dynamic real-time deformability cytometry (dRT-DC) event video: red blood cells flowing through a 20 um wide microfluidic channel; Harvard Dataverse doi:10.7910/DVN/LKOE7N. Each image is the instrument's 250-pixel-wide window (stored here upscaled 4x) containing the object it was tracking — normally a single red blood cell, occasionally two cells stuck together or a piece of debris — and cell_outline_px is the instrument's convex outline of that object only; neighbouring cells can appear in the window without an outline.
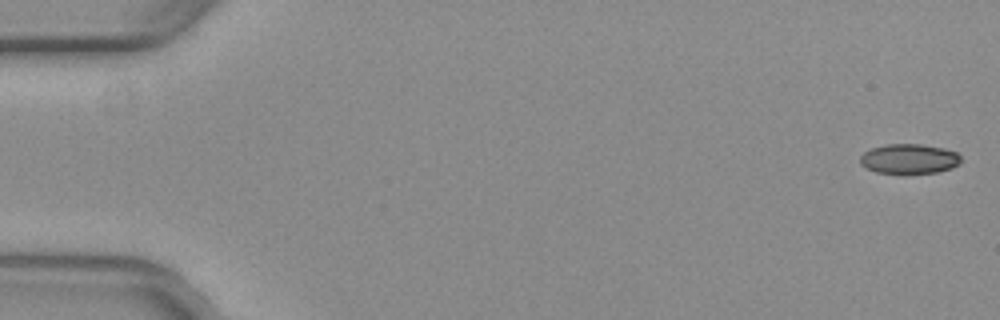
{"species": "common noctule bat (a hibernating species)", "species_latin": "Nyctalus noctula", "temperature_condition": "warm", "stored_images_in_passage": 53, "camera_frame_rate_fps": 3000, "um_per_image_px": 0.085, "animal": {"sex": "female", "body_mass_g": 29.2, "forearm_length_mm": 56.3}, "frame": {"image": 1, "passage_image": 1, "time_ms": 0.0, "image_size_px": [1000, 320], "cell_outline_px": [[960, 160], [956, 164], [948, 168], [936, 172], [876, 172], [868, 168], [860, 160], [860, 156], [864, 152], [872, 148], [892, 144], [916, 144], [940, 148], [956, 152], [960, 156]], "centroid_in_image_um": [77.25, 13.48], "position_along_channel_um": 7.7, "area_um2": 16.59}}
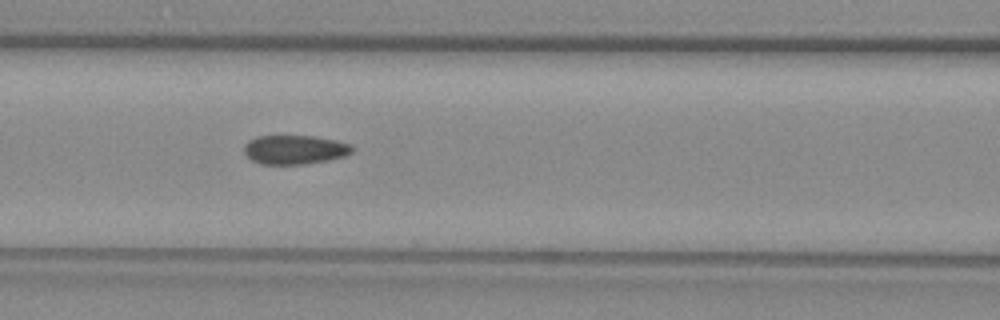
{"frame": {"image": 2, "passage_image": 23, "time_ms": 7.333, "image_size_px": [1000, 320], "cell_outline_px": [[352, 152], [344, 156], [324, 160], [300, 164], [264, 164], [252, 160], [244, 152], [244, 148], [252, 140], [260, 136], [312, 136], [332, 140], [348, 144], [352, 148]], "centroid_in_image_um": [25.03, 12.72], "position_along_channel_um": 141.6, "area_um2": 17.57}}
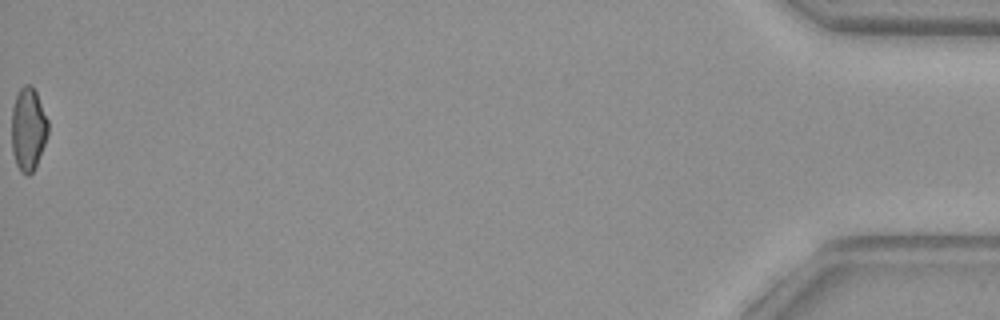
{"frame": {"image": 3, "passage_image": 53, "time_ms": 17.333, "image_size_px": [1000, 320], "cell_outline_px": [[48, 132], [44, 144], [36, 164], [32, 172], [28, 176], [24, 176], [20, 172], [16, 164], [12, 152], [12, 108], [16, 96], [20, 88], [24, 84], [32, 84], [36, 92], [48, 120]], "centroid_in_image_um": [2.38, 10.97], "position_along_channel_um": 432.8, "area_um2": 17.63}, "authors_computed_cell_mechanics": {"area_um2": 17.9758, "velocity_mm_per_s": 3.9737, "shape_relaxation_time_tau1_ms": null, "shape_relaxation_time_tau2_ms": 1.5339, "deformation_change_tau1": null, "deformation_change_tau2": 0.08}}